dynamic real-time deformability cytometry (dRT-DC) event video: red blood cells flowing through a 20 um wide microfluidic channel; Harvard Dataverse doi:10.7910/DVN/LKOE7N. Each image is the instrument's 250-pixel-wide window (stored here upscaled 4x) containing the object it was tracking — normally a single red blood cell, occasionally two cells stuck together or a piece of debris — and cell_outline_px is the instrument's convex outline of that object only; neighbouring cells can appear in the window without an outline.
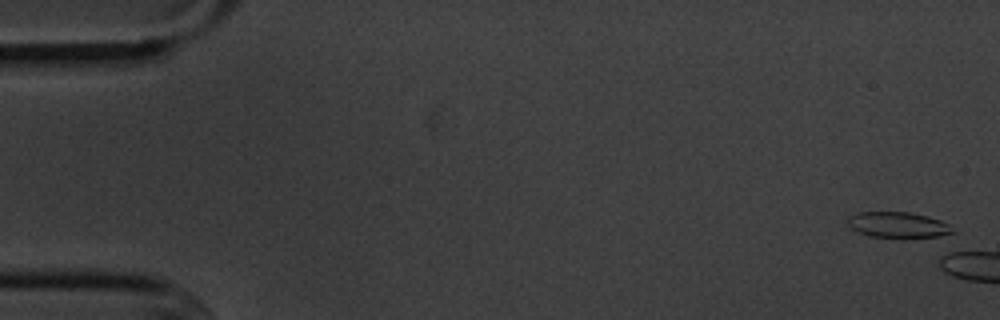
{"species": "common noctule bat (a hibernating species)", "species_latin": "Nyctalus noctula", "temperature_condition": "cold", "stored_images_in_passage": 3, "camera_frame_rate_fps": 3000, "um_per_image_px": 0.085, "animal": {"sex": "male", "body_mass_g": 20.1, "forearm_length_mm": 53.5}, "frame": {"image": 1, "passage_image": 1, "time_ms": 0.0, "image_size_px": [1000, 320], "cell_outline_px": [[956, 232], [940, 236], [900, 240], [868, 236], [852, 228], [848, 224], [848, 216], [860, 212], [908, 212], [928, 216], [940, 220], [948, 224]], "centroid_in_image_um": [76.36, 19.16], "position_along_channel_um": 8.6, "area_um2": 16.3}}